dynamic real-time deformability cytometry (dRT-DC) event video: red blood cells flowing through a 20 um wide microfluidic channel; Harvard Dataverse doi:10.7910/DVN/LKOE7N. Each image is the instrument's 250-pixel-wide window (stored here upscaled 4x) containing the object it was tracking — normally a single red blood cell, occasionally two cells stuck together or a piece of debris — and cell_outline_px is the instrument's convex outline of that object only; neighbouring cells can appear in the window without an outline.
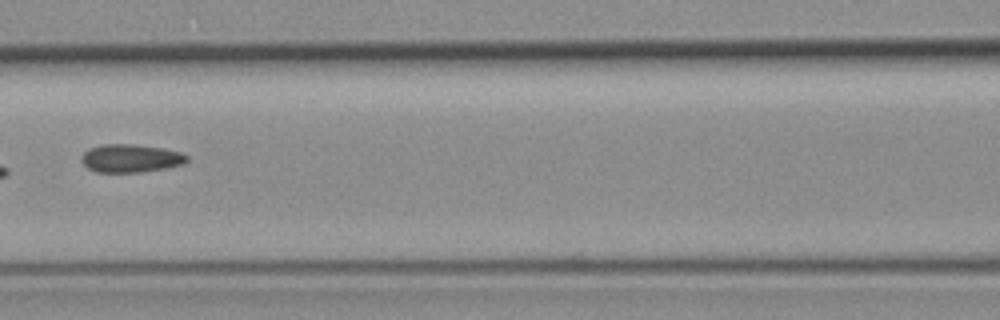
{"species": "common noctule bat (a hibernating species)", "species_latin": "Nyctalus noctula", "temperature_condition": "room temperature", "stored_images_in_passage": 6, "camera_frame_rate_fps": 3000, "um_per_image_px": 0.085, "animal": {"sex": "female", "body_mass_g": 19.3, "forearm_length_mm": 54.1}, "frame": {"image": 1, "passage_image": 6, "time_ms": 6.0, "image_size_px": [1000, 320], "cell_outline_px": [[188, 160], [184, 164], [164, 168], [140, 172], [96, 172], [88, 168], [80, 160], [80, 156], [88, 148], [104, 144], [132, 144], [164, 148], [180, 152], [188, 156]], "centroid_in_image_um": [11.09, 13.45], "position_along_channel_um": 155.5, "area_um2": 17.34}}